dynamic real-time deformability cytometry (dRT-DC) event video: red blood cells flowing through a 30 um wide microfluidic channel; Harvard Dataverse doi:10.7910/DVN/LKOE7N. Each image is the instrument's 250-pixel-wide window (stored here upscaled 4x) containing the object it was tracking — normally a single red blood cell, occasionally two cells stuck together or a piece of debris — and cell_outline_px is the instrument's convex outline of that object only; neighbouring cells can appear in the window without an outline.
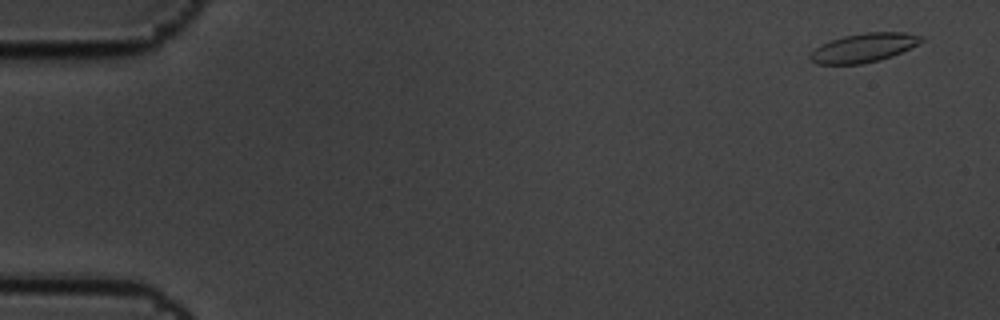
{"species": "common noctule bat (a hibernating species)", "species_latin": "Nyctalus noctula", "temperature_condition": "cold", "stored_images_in_passage": 6, "camera_frame_rate_fps": 3000, "um_per_image_px": 0.085, "animal": {"sex": "male", "body_mass_g": 19.5, "forearm_length_mm": 54.6}, "frame": {"image": 1, "passage_image": 1, "time_ms": 0.0, "image_size_px": [1000, 320], "cell_outline_px": [[924, 40], [892, 56], [880, 60], [860, 64], [816, 64], [808, 56], [820, 44], [844, 36], [864, 32], [904, 32], [920, 36]], "centroid_in_image_um": [73.38, 4.06], "position_along_channel_um": 11.6, "area_um2": 18.44}}
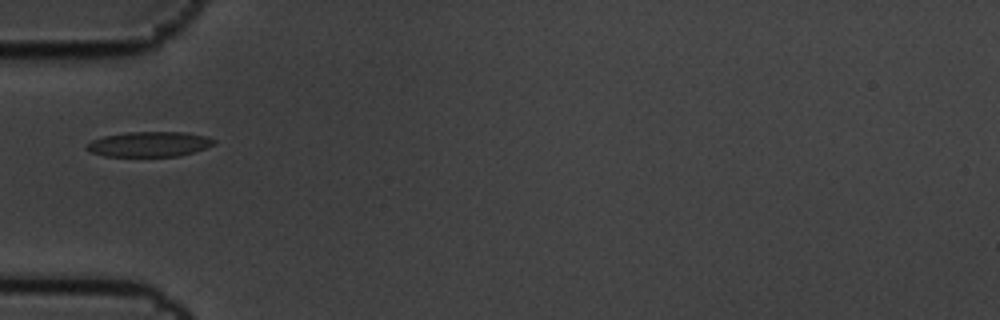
{"frame": {"image": 2, "passage_image": 6, "time_ms": 1.667, "image_size_px": [1000, 320], "cell_outline_px": [[216, 144], [180, 156], [104, 156], [92, 152], [84, 148], [92, 140], [104, 136], [128, 132], [184, 132], [204, 136], [216, 140]], "centroid_in_image_um": [12.68, 12.25], "position_along_channel_um": 72.3, "area_um2": 18.44}}